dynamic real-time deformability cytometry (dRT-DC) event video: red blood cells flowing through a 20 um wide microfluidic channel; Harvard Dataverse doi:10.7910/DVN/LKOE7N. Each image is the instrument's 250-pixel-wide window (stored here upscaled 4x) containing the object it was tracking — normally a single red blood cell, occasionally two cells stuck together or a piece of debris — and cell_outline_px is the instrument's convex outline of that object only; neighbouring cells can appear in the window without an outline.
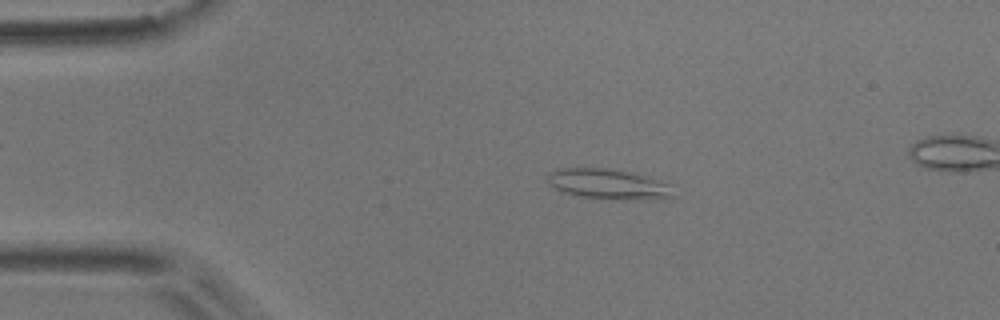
{"species": "common noctule bat (a hibernating species)", "species_latin": "Nyctalus noctula", "temperature_condition": "room temperature", "stored_images_in_passage": 4, "camera_frame_rate_fps": 3000, "um_per_image_px": 0.085, "animal": {"sex": "male", "body_mass_g": 17.9}, "frame": {"image": 1, "passage_image": 2, "time_ms": 0.333, "image_size_px": [1000, 320], "cell_outline_px": [[676, 196], [664, 200], [632, 200], [580, 196], [560, 192], [548, 184], [548, 176], [556, 168], [612, 168], [636, 172], [672, 184]], "centroid_in_image_um": [51.83, 15.65], "position_along_channel_um": 33.2, "area_um2": 22.95}}